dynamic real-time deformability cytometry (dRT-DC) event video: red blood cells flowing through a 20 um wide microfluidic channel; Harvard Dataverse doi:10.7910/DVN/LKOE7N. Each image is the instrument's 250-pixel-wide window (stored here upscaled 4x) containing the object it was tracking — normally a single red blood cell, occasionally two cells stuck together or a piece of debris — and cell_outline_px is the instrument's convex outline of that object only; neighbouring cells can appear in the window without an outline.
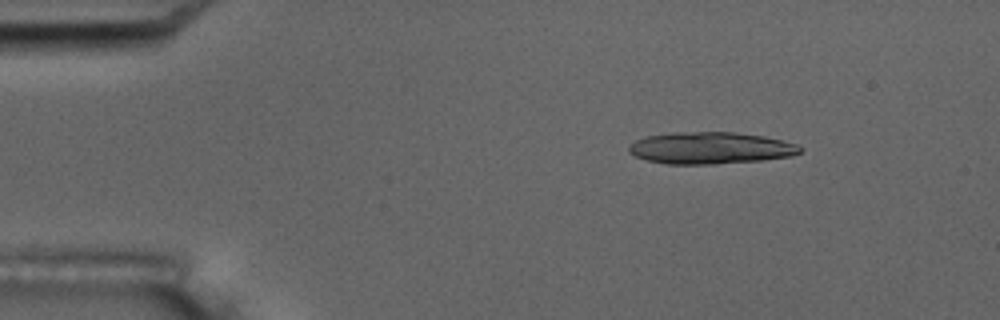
{"species": "common noctule bat (a hibernating species)", "species_latin": "Nyctalus noctula", "temperature_condition": "room temperature", "stored_images_in_passage": 7, "camera_frame_rate_fps": 3000, "um_per_image_px": 0.085, "animal": {"sex": "male", "body_mass_g": 17.5, "forearm_length_mm": 52.3}, "frame": {"image": 1, "passage_image": 3, "time_ms": 2.333, "image_size_px": [1000, 320], "cell_outline_px": [[804, 148], [800, 152], [792, 156], [764, 160], [712, 164], [668, 164], [648, 160], [636, 156], [628, 152], [628, 144], [636, 140], [648, 136], [672, 132], [736, 132], [764, 136], [796, 144]], "centroid_in_image_um": [60.39, 12.58], "position_along_channel_um": 24.6, "area_um2": 31.85}}